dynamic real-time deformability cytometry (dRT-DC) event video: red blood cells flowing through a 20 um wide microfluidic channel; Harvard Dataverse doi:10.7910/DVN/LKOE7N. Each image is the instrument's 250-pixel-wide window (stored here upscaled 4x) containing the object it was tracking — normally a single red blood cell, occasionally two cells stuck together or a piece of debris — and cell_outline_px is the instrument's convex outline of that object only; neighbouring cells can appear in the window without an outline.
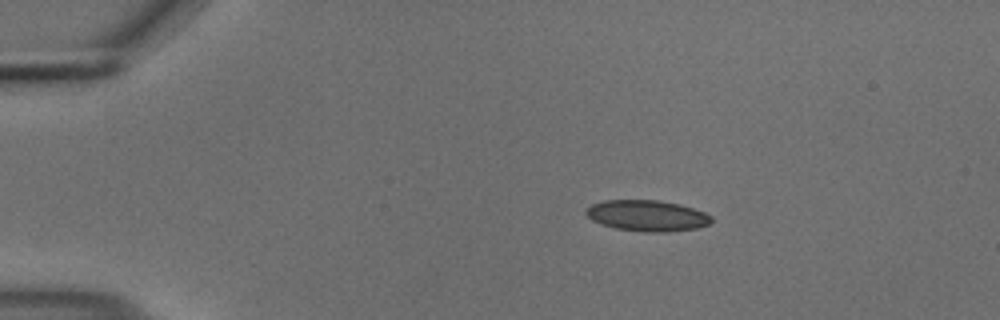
{"species": "common noctule bat (a hibernating species)", "species_latin": "Nyctalus noctula", "temperature_condition": "cold", "stored_images_in_passage": 9, "camera_frame_rate_fps": 3000, "um_per_image_px": 0.085, "animal": {"sex": "male", "body_mass_g": 18.8}, "frame": {"image": 1, "passage_image": 1, "time_ms": 0.0, "image_size_px": [1000, 320], "cell_outline_px": [[712, 220], [708, 224], [696, 228], [668, 232], [644, 232], [616, 228], [600, 224], [592, 220], [584, 212], [592, 204], [604, 200], [660, 200], [680, 204], [704, 212], [712, 216]], "centroid_in_image_um": [55.0, 18.33], "position_along_channel_um": 30.0, "area_um2": 22.66}}